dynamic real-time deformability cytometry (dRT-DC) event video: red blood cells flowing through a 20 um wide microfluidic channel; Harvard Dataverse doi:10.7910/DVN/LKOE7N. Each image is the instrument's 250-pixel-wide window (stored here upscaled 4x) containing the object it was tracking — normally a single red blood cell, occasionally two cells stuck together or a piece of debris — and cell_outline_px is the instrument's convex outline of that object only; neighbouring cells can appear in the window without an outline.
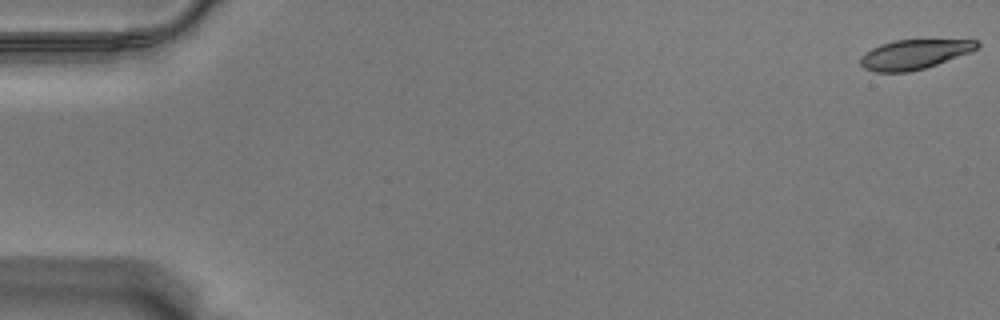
{"species": "Egyptian fruit bat (a non-hibernating species)", "species_latin": "Rousettus aegyptiacus", "temperature_condition": "warm", "stored_images_in_passage": 58, "camera_frame_rate_fps": 3000, "um_per_image_px": 0.085, "animal": {"sex": "male"}, "frame": {"image": 1, "passage_image": 1, "time_ms": 0.0, "image_size_px": [1000, 320], "cell_outline_px": [[980, 48], [936, 64], [924, 68], [908, 72], [876, 72], [864, 68], [860, 64], [860, 56], [864, 52], [880, 44], [896, 40], [976, 40], [980, 44]], "centroid_in_image_um": [77.67, 4.62], "position_along_channel_um": 7.3, "area_um2": 19.94}}
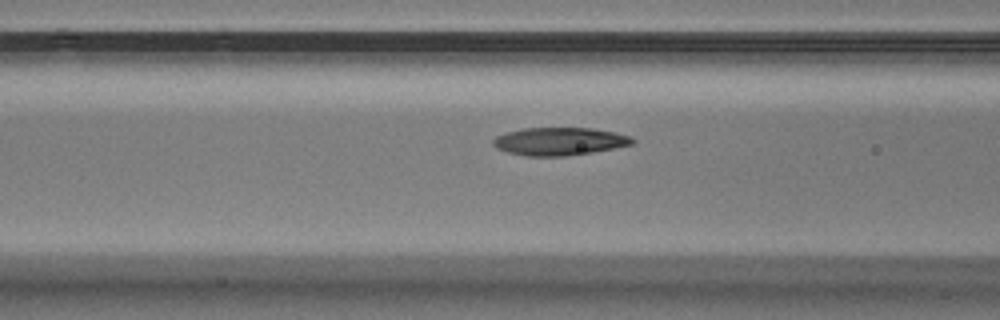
{"frame": {"image": 2, "passage_image": 24, "time_ms": 7.667, "image_size_px": [1000, 320], "cell_outline_px": [[636, 140], [632, 144], [592, 152], [564, 156], [524, 156], [508, 152], [496, 148], [492, 144], [492, 140], [496, 136], [504, 132], [520, 128], [592, 128], [616, 132], [632, 136]], "centroid_in_image_um": [47.52, 12.0], "position_along_channel_um": 119.1, "area_um2": 22.77}}
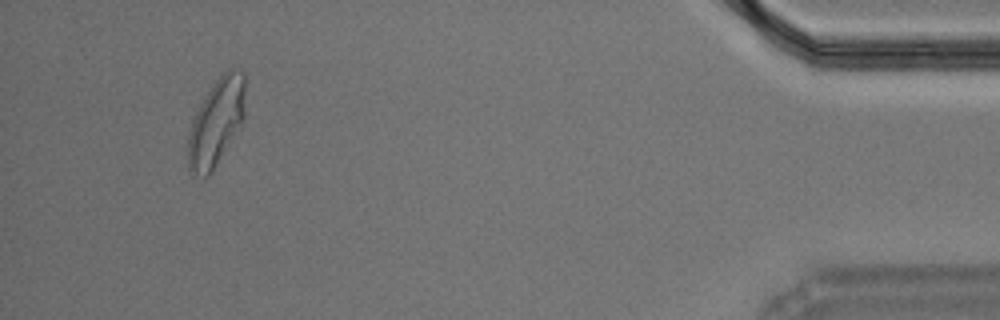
{"frame": {"image": 3, "passage_image": 55, "time_ms": 18.0, "image_size_px": [1000, 320], "cell_outline_px": [[244, 120], [216, 164], [208, 176], [204, 176], [188, 168], [188, 132], [192, 120], [200, 104], [216, 80], [228, 68], [236, 68], [244, 72]], "centroid_in_image_um": [18.39, 10.34], "position_along_channel_um": 416.8, "area_um2": 28.38}, "authors_computed_cell_mechanics": {"area_um2": 22.542, "velocity_mm_per_s": 3.5136, "shape_relaxation_time_tau1_ms": 10.8885, "shape_relaxation_time_tau2_ms": 1.9637, "deformation_change_tau1": 0.2711, "deformation_change_tau2": 0.0805}}